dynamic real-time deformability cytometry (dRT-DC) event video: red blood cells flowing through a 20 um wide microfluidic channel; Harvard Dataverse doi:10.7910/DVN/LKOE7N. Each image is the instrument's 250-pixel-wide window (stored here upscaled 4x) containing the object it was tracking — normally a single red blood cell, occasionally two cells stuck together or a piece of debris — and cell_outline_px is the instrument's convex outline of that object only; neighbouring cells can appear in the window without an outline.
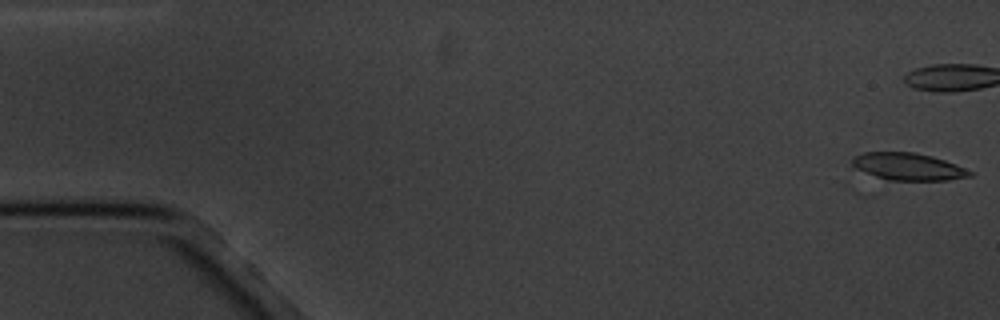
{"species": "common noctule bat (a hibernating species)", "species_latin": "Nyctalus noctula", "temperature_condition": "cold", "stored_images_in_passage": 17, "camera_frame_rate_fps": 3000, "um_per_image_px": 0.085, "animal": {"sex": "male", "body_mass_g": 20.1, "forearm_length_mm": 53.5}, "frame": {"image": 1, "passage_image": 1, "time_ms": 0.0, "image_size_px": [1000, 320], "cell_outline_px": [[972, 176], [948, 180], [888, 180], [876, 176], [856, 168], [852, 164], [852, 156], [864, 152], [916, 152], [932, 156], [956, 164], [972, 172]], "centroid_in_image_um": [77.19, 14.15], "position_along_channel_um": 7.8, "area_um2": 18.55}}
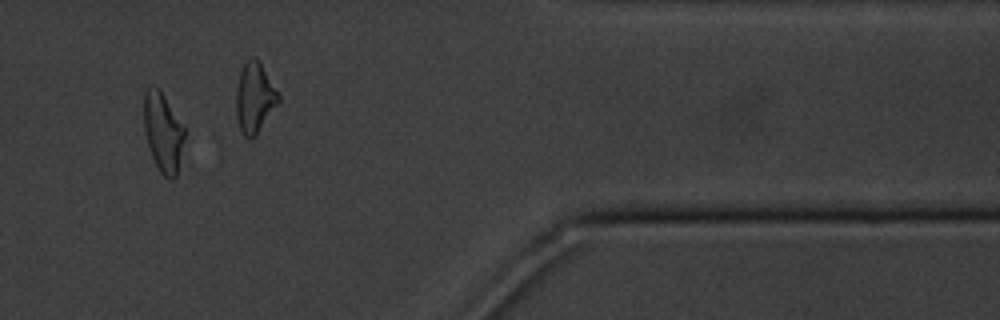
{"frame": {"image": 2, "passage_image": 15, "time_ms": 16.333, "image_size_px": [1000, 320], "cell_outline_px": [[184, 136], [176, 176], [172, 180], [168, 180], [160, 172], [152, 156], [148, 144], [144, 128], [144, 92], [152, 84], [156, 84], [160, 88], [184, 128]], "centroid_in_image_um": [13.83, 11.2], "position_along_channel_um": 397.6, "area_um2": 18.55}, "authors_computed_cell_mechanics": {"area_um2": 19.363, "velocity_mm_per_s": 3.3977, "shape_relaxation_time_tau1_ms": 2.3607, "shape_relaxation_time_tau2_ms": 1.6074, "deformation_change_tau1": 0.1165, "deformation_change_tau2": 0.0684}}